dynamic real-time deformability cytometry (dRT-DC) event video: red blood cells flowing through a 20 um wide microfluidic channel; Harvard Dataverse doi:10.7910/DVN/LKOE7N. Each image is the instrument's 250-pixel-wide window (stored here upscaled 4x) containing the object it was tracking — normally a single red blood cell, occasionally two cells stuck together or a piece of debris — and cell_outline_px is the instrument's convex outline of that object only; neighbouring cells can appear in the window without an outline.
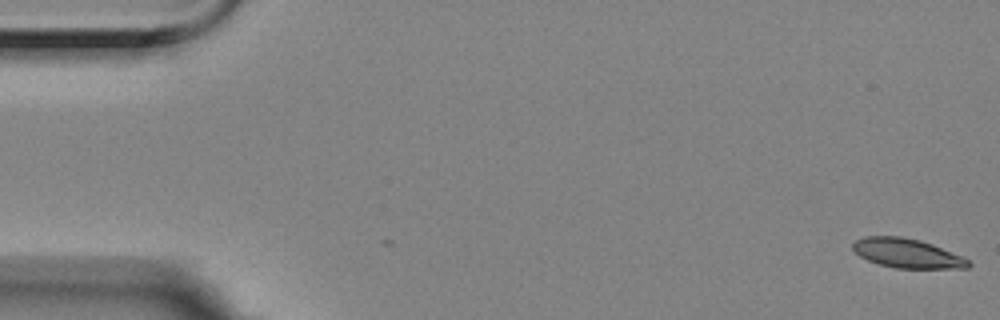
{"species": "Egyptian fruit bat (a non-hibernating species)", "species_latin": "Rousettus aegyptiacus", "temperature_condition": "room temperature", "stored_images_in_passage": 21, "camera_frame_rate_fps": 3000, "um_per_image_px": 0.085, "animal": {"sex": "female"}, "frame": {"image": 1, "passage_image": 1, "time_ms": 0.0, "image_size_px": [1000, 320], "cell_outline_px": [[972, 264], [968, 268], [896, 268], [880, 264], [868, 260], [860, 256], [852, 248], [852, 244], [856, 240], [864, 236], [900, 236], [920, 240], [932, 244], [964, 256]], "centroid_in_image_um": [77.13, 21.52], "position_along_channel_um": 7.9, "area_um2": 19.71}}
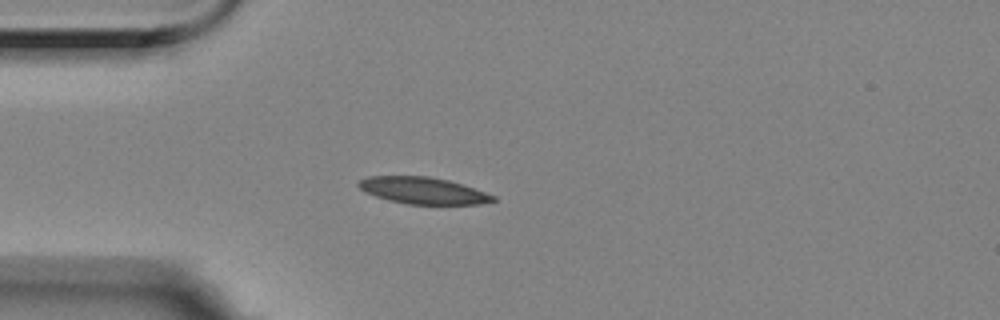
{"frame": {"image": 2, "passage_image": 15, "time_ms": 4.667, "image_size_px": [1000, 320], "cell_outline_px": [[496, 200], [480, 204], [408, 204], [388, 200], [364, 192], [356, 184], [360, 180], [368, 176], [428, 176], [448, 180], [496, 196]], "centroid_in_image_um": [35.92, 16.2], "position_along_channel_um": 49.1, "area_um2": 20.75}}
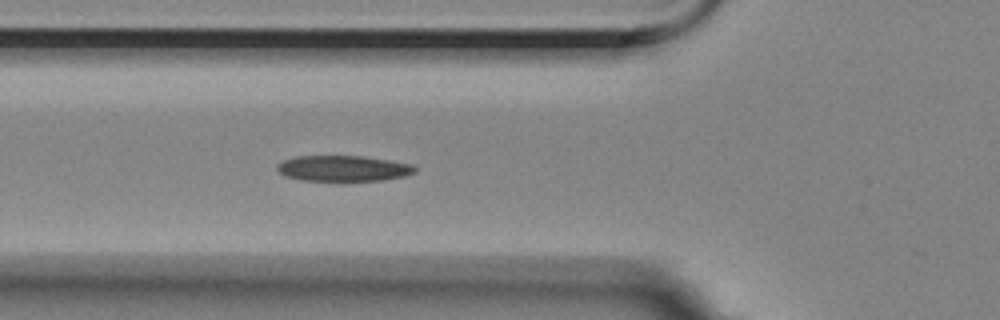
{"frame": {"image": 3, "passage_image": 20, "time_ms": 6.333, "image_size_px": [1000, 320], "cell_outline_px": [[416, 172], [404, 176], [384, 180], [300, 180], [284, 176], [276, 168], [276, 164], [284, 160], [296, 156], [364, 156], [412, 164], [416, 168]], "centroid_in_image_um": [29.16, 14.31], "position_along_channel_um": 96.6, "area_um2": 20.58}}